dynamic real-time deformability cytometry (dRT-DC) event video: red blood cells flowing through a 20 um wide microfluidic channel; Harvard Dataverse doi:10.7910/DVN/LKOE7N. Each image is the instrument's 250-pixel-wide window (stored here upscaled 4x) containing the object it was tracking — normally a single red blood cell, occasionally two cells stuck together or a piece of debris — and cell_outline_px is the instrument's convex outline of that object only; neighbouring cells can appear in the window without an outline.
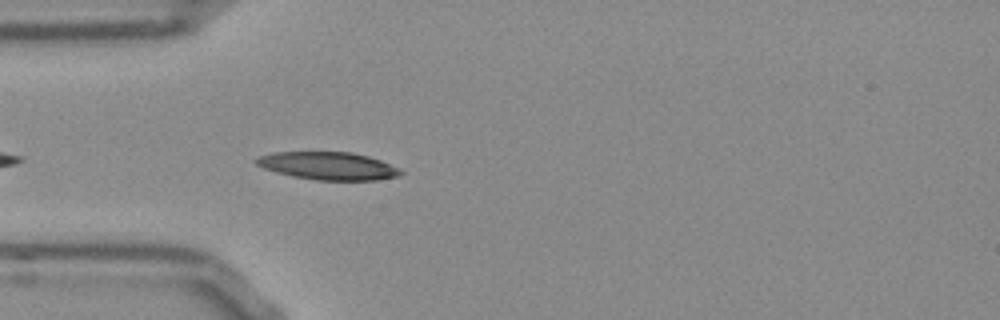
{"species": "Egyptian fruit bat (a non-hibernating species)", "species_latin": "Rousettus aegyptiacus", "temperature_condition": "room temperature", "stored_images_in_passage": 16, "camera_frame_rate_fps": 3000, "um_per_image_px": 0.085, "frame": {"image": 1, "passage_image": 3, "time_ms": 0.667, "image_size_px": [1000, 320], "cell_outline_px": [[404, 172], [400, 176], [376, 180], [316, 180], [292, 176], [276, 172], [264, 168], [256, 164], [252, 160], [256, 156], [272, 152], [352, 152], [368, 156], [380, 160], [400, 168]], "centroid_in_image_um": [27.87, 14.09], "position_along_channel_um": 57.1, "area_um2": 23.58}}
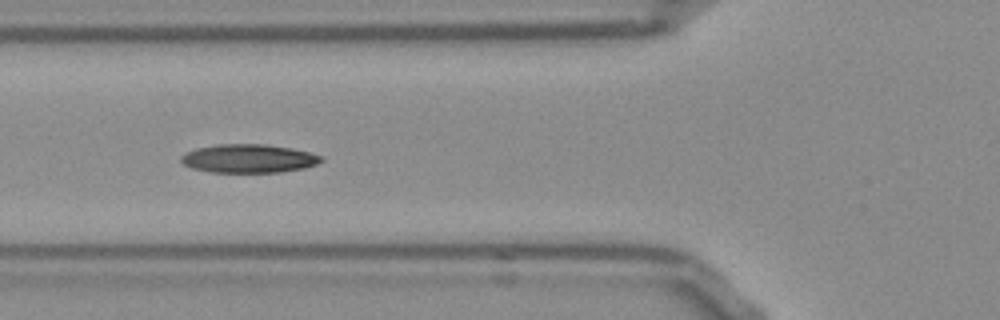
{"frame": {"image": 2, "passage_image": 7, "time_ms": 2.0, "image_size_px": [1000, 320], "cell_outline_px": [[324, 160], [316, 164], [304, 168], [280, 172], [212, 172], [192, 168], [184, 164], [180, 160], [180, 156], [196, 148], [216, 144], [264, 144], [292, 148], [324, 156]], "centroid_in_image_um": [21.15, 13.47], "position_along_channel_um": 104.6, "area_um2": 23.29}}
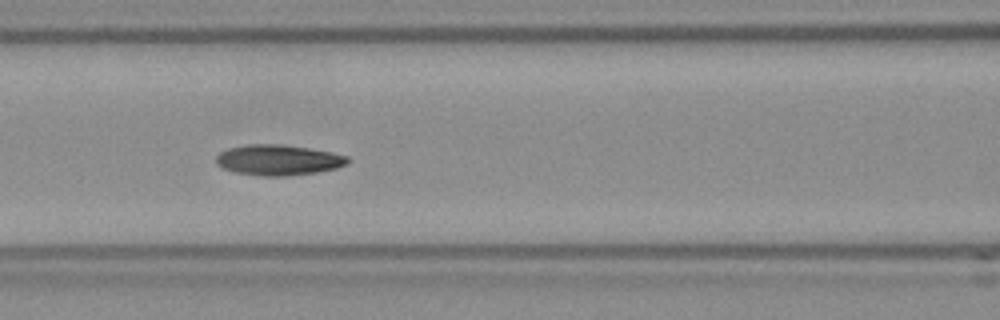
{"frame": {"image": 3, "passage_image": 10, "time_ms": 3.0, "image_size_px": [1000, 320], "cell_outline_px": [[352, 160], [348, 164], [336, 168], [316, 172], [288, 176], [264, 176], [232, 172], [216, 164], [216, 156], [220, 152], [228, 148], [248, 144], [276, 144], [308, 148], [332, 152], [348, 156]], "centroid_in_image_um": [23.67, 13.6], "position_along_channel_um": 142.9, "area_um2": 23.52}}